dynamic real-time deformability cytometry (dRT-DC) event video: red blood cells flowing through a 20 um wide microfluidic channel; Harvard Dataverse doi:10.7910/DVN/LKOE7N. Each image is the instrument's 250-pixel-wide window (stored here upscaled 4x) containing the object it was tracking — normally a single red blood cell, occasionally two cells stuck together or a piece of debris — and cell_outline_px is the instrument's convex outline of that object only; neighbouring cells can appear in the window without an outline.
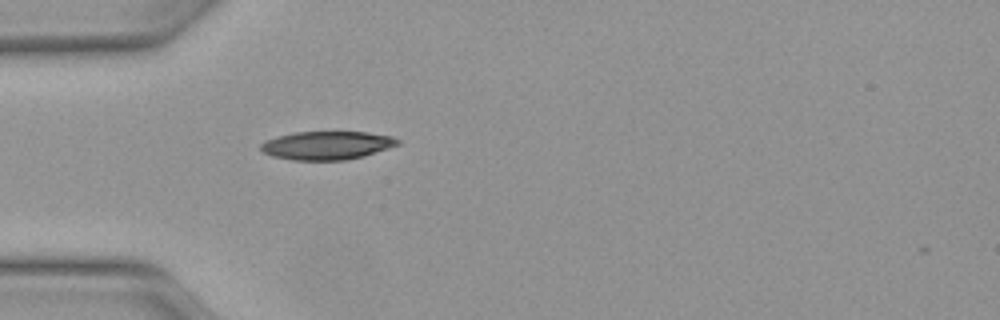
{"species": "Egyptian fruit bat (a non-hibernating species)", "species_latin": "Rousettus aegyptiacus", "temperature_condition": "warm", "stored_images_in_passage": 36, "camera_frame_rate_fps": 3000, "um_per_image_px": 0.085, "animal": {"sex": "female"}, "frame": {"image": 1, "passage_image": 1, "time_ms": 0.0, "image_size_px": [1000, 320], "cell_outline_px": [[400, 144], [364, 156], [344, 160], [292, 160], [272, 156], [264, 152], [260, 148], [260, 144], [264, 140], [276, 136], [296, 132], [368, 132], [392, 136], [400, 140]], "centroid_in_image_um": [27.78, 12.35], "position_along_channel_um": 57.2, "area_um2": 22.72}}
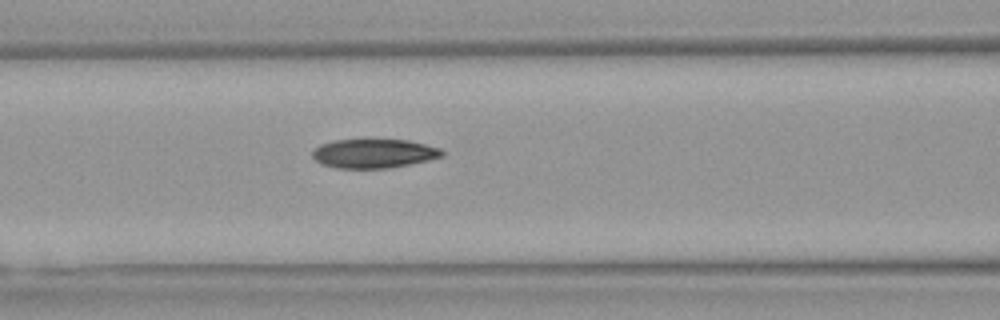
{"frame": {"image": 2, "passage_image": 7, "time_ms": 2.0, "image_size_px": [1000, 320], "cell_outline_px": [[444, 156], [428, 160], [388, 168], [336, 168], [320, 164], [312, 156], [312, 148], [320, 144], [332, 140], [368, 136], [408, 140], [440, 148], [444, 152]], "centroid_in_image_um": [31.71, 12.98], "position_along_channel_um": 134.9, "area_um2": 23.06}}
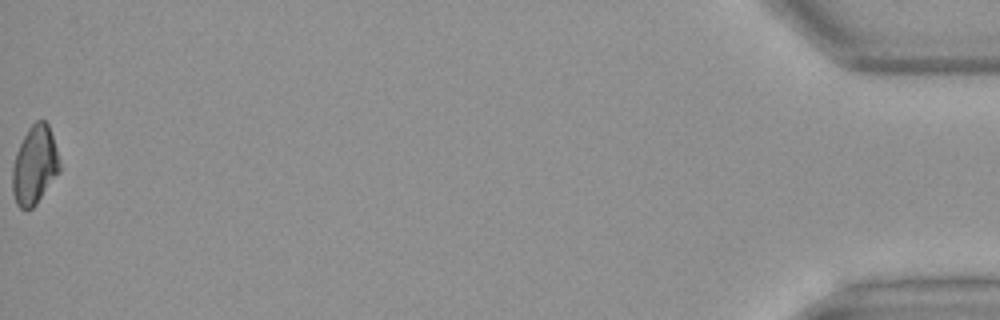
{"frame": {"image": 3, "passage_image": 36, "time_ms": 11.667, "image_size_px": [1000, 320], "cell_outline_px": [[60, 172], [36, 204], [32, 208], [20, 208], [16, 204], [12, 192], [12, 168], [16, 152], [28, 128], [36, 120], [44, 120], [48, 124], [60, 160]], "centroid_in_image_um": [2.94, 14.05], "position_along_channel_um": 432.3, "area_um2": 21.56}, "authors_computed_cell_mechanics": {"area_um2": 22.542, "velocity_mm_per_s": 4.1288, "shape_relaxation_time_tau1_ms": 4.5881, "shape_relaxation_time_tau2_ms": 3.973, "deformation_change_tau1": 0.1453, "deformation_change_tau2": 0.1016}}